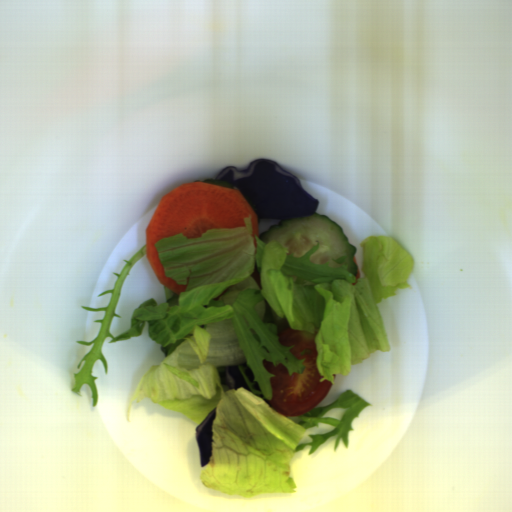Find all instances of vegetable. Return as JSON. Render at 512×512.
<instances>
[{
	"mask_svg": "<svg viewBox=\"0 0 512 512\" xmlns=\"http://www.w3.org/2000/svg\"><path fill=\"white\" fill-rule=\"evenodd\" d=\"M237 228L207 229L198 238L177 233L155 244L165 276L186 285L178 294V304L167 301L175 295L164 286L165 302L147 299L131 315L130 329L113 336L109 330L123 282L133 265L148 254L147 243L132 257L117 277L106 307L80 306L105 312L98 335L77 365L75 386L70 392L82 397V385L92 390V407L98 404L97 376L92 368L107 362L102 347L141 335L146 323L148 335L161 345L166 355L141 377L129 403L143 399L170 411L181 412L198 424L216 408L212 422L211 457L200 480L203 486L246 498L264 494L295 493L290 460L294 453L310 447V455L332 436L334 450L341 440L348 448L351 422L370 405L351 389L333 402L314 407L302 415L286 417L274 409L271 377L263 360L282 363L291 375L302 374L306 360H298L280 344L278 335L287 328L309 331L314 338L319 382L335 375H349L352 365L362 363L375 351H391L379 310V303L409 289L407 282L414 265L411 253L386 235L365 237L361 270L356 279L348 271L346 255L313 264L314 245L303 257L288 254L275 238L264 243L252 236L251 214ZM237 366L251 391L228 389L226 367ZM347 408L342 420L322 418L334 408ZM325 422L335 426L331 433L309 435L312 441L299 444L307 428ZM299 444V445H298Z\"/></svg>",
	"mask_w": 512,
	"mask_h": 512,
	"instance_id": "obj_1",
	"label": "vegetable"
}]
</instances>
